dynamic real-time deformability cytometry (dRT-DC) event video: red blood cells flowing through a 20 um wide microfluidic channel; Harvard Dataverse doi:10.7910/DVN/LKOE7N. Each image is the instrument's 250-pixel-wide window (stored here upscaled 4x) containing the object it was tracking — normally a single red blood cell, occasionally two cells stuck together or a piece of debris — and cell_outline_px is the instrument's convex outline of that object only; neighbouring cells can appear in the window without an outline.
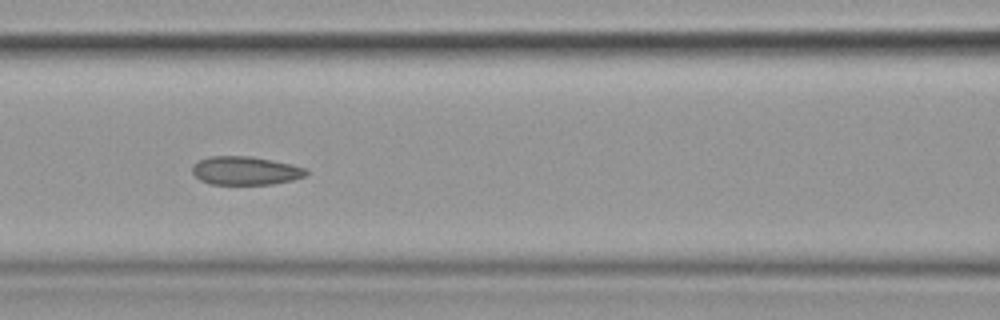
{"species": "common noctule bat (a hibernating species)", "species_latin": "Nyctalus noctula", "temperature_condition": "cold", "stored_images_in_passage": 16, "camera_frame_rate_fps": 3000, "um_per_image_px": 0.085, "animal": {"sex": "female", "body_mass_g": 19.9}, "frame": {"image": 1, "passage_image": 7, "time_ms": 8.0, "image_size_px": [1000, 320], "cell_outline_px": [[308, 172], [304, 176], [292, 180], [272, 184], [208, 184], [200, 180], [192, 172], [192, 164], [196, 160], [208, 156], [252, 156], [292, 164], [304, 168]], "centroid_in_image_um": [20.8, 14.49], "position_along_channel_um": 145.8, "area_um2": 19.02}}
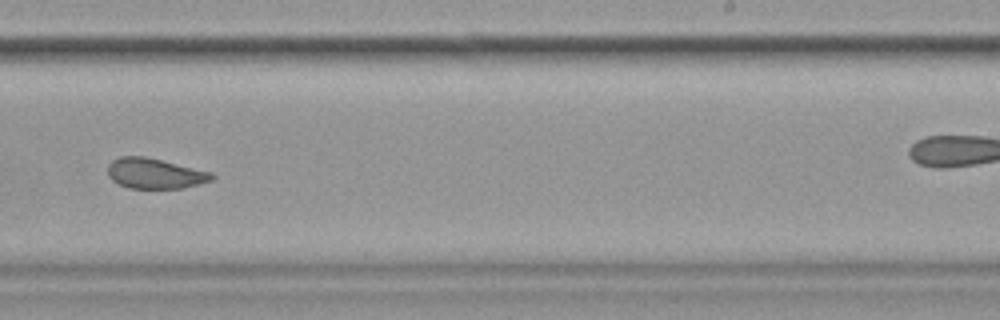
{"frame": {"image": 2, "passage_image": 10, "time_ms": 11.667, "image_size_px": [1000, 320], "cell_outline_px": [[216, 176], [212, 180], [184, 188], [128, 188], [112, 180], [108, 176], [108, 164], [112, 160], [120, 156], [144, 156], [212, 172]], "centroid_in_image_um": [13.16, 14.74], "position_along_channel_um": 275.8, "area_um2": 18.38}}
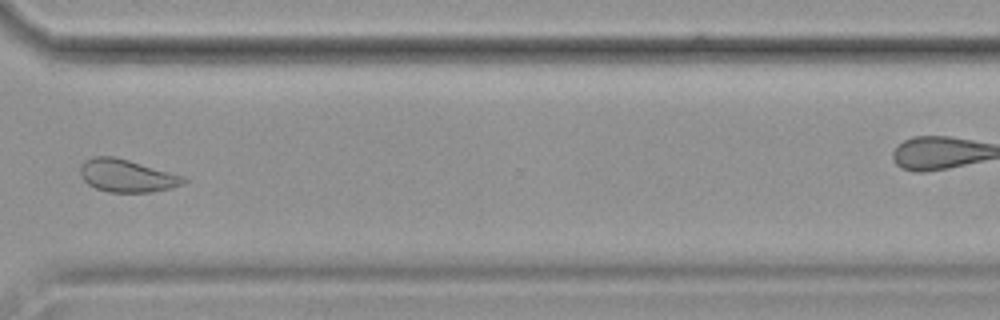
{"frame": {"image": 3, "passage_image": 12, "time_ms": 14.0, "image_size_px": [1000, 320], "cell_outline_px": [[188, 180], [184, 184], [168, 188], [148, 192], [108, 192], [96, 188], [88, 184], [80, 176], [80, 168], [84, 160], [92, 156], [112, 156], [128, 160], [184, 176]], "centroid_in_image_um": [10.75, 14.93], "position_along_channel_um": 359.8, "area_um2": 19.54}, "authors_computed_cell_mechanics": {"area_um2": 20.4612, "velocity_mm_per_s": 3.5717, "shape_relaxation_time_tau1_ms": 5.7922, "shape_relaxation_time_tau2_ms": 2.7587, "deformation_change_tau1": 0.1, "deformation_change_tau2": 0.0441}}